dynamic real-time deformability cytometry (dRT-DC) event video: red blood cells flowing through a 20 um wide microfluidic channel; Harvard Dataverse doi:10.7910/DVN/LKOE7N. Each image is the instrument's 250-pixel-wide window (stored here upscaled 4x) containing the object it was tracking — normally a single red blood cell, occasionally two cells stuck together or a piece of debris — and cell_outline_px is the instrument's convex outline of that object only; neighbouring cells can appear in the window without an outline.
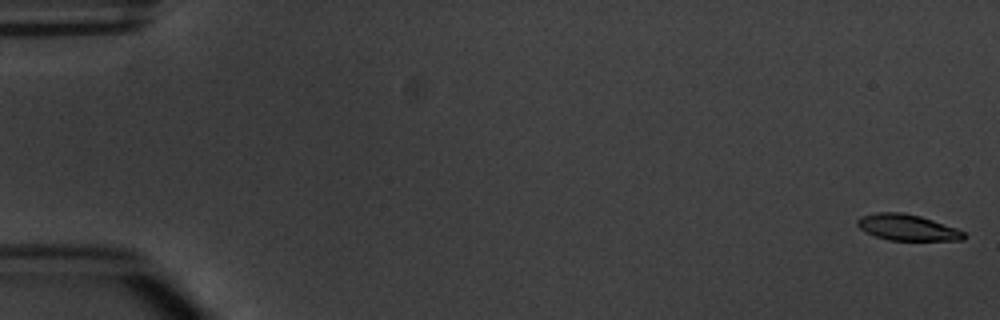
{"species": "common noctule bat (a hibernating species)", "species_latin": "Nyctalus noctula", "temperature_condition": "warm", "stored_images_in_passage": 6, "camera_frame_rate_fps": 3000, "um_per_image_px": 0.085, "animal": {"sex": "male", "body_mass_g": 20.1, "forearm_length_mm": 53.5}, "frame": {"image": 1, "passage_image": 1, "time_ms": 0.0, "image_size_px": [1000, 320], "cell_outline_px": [[968, 236], [964, 240], [888, 240], [864, 232], [856, 224], [856, 220], [860, 216], [876, 212], [904, 212], [920, 216], [956, 228], [964, 232]], "centroid_in_image_um": [77.1, 19.33], "position_along_channel_um": 7.9, "area_um2": 16.3}}
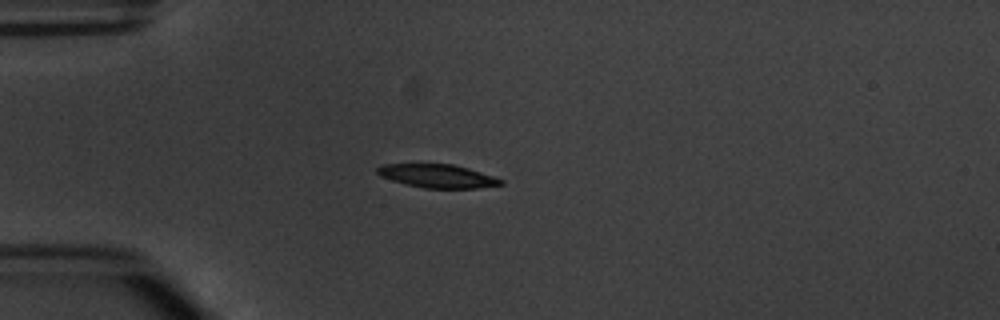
{"frame": {"image": 2, "passage_image": 5, "time_ms": 4.667, "image_size_px": [1000, 320], "cell_outline_px": [[504, 184], [480, 188], [424, 188], [392, 180], [380, 176], [376, 172], [376, 168], [384, 164], [452, 164], [468, 168], [504, 180]], "centroid_in_image_um": [37.2, 14.96], "position_along_channel_um": 47.8, "area_um2": 16.7}}